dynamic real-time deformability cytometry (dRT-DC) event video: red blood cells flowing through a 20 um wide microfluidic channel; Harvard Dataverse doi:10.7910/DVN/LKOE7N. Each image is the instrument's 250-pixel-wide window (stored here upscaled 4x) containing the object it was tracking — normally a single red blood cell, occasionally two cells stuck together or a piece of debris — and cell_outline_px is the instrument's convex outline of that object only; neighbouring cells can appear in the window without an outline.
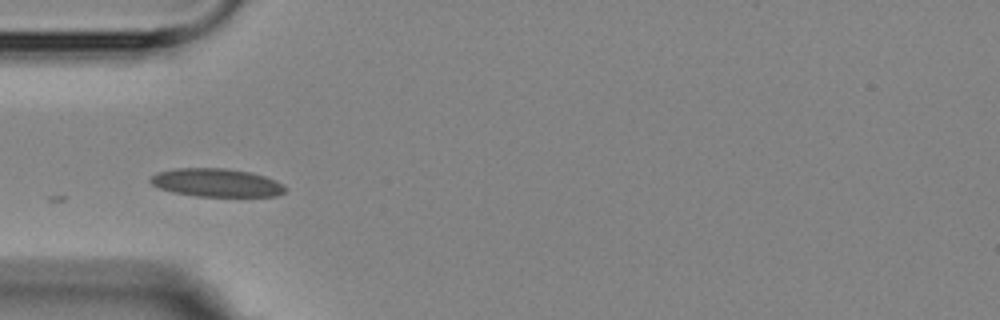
{"species": "Egyptian fruit bat (a non-hibernating species)", "species_latin": "Rousettus aegyptiacus", "temperature_condition": "room temperature", "stored_images_in_passage": 7, "camera_frame_rate_fps": 3000, "um_per_image_px": 0.085, "animal": {"sex": "female"}, "frame": {"image": 1, "passage_image": 5, "time_ms": 4.333, "image_size_px": [1000, 320], "cell_outline_px": [[288, 188], [284, 192], [276, 196], [196, 196], [172, 192], [160, 188], [152, 184], [148, 180], [156, 172], [172, 168], [224, 168], [252, 172], [264, 176]], "centroid_in_image_um": [18.35, 15.52], "position_along_channel_um": 66.7, "area_um2": 22.14}}
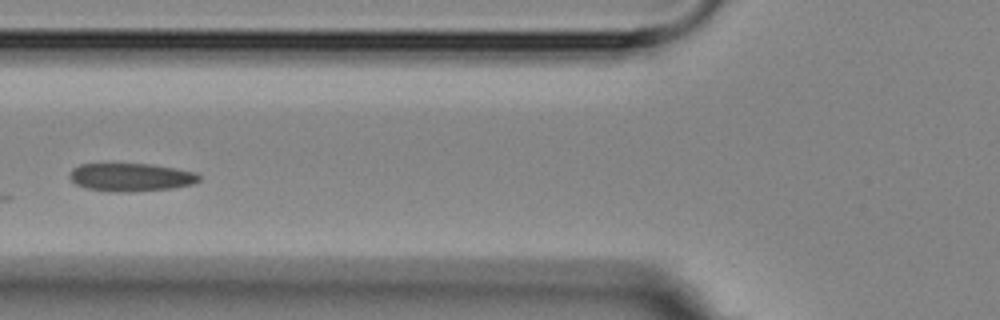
{"frame": {"image": 2, "passage_image": 6, "time_ms": 5.667, "image_size_px": [1000, 320], "cell_outline_px": [[200, 180], [192, 184], [172, 188], [128, 192], [116, 192], [88, 188], [76, 184], [68, 176], [72, 168], [80, 164], [152, 164], [176, 168], [196, 172], [200, 176]], "centroid_in_image_um": [11.14, 15.05], "position_along_channel_um": 114.7, "area_um2": 21.15}}
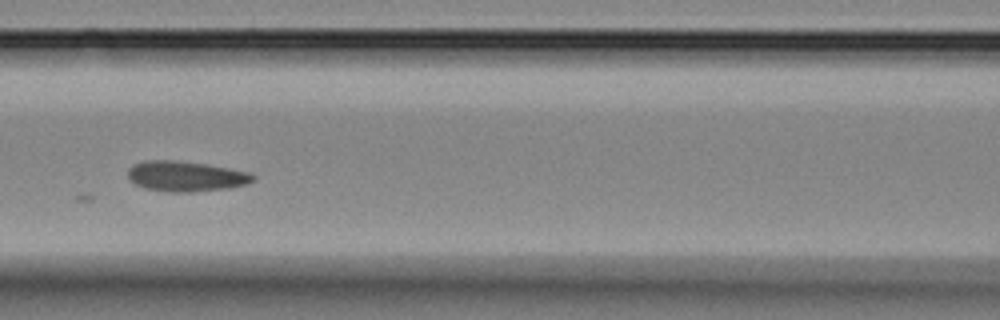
{"frame": {"image": 3, "passage_image": 7, "time_ms": 6.667, "image_size_px": [1000, 320], "cell_outline_px": [[256, 180], [248, 184], [228, 188], [192, 192], [168, 192], [144, 188], [128, 180], [128, 168], [132, 164], [144, 160], [172, 160], [208, 164], [252, 172], [256, 176]], "centroid_in_image_um": [15.81, 14.98], "position_along_channel_um": 150.8, "area_um2": 22.54}}